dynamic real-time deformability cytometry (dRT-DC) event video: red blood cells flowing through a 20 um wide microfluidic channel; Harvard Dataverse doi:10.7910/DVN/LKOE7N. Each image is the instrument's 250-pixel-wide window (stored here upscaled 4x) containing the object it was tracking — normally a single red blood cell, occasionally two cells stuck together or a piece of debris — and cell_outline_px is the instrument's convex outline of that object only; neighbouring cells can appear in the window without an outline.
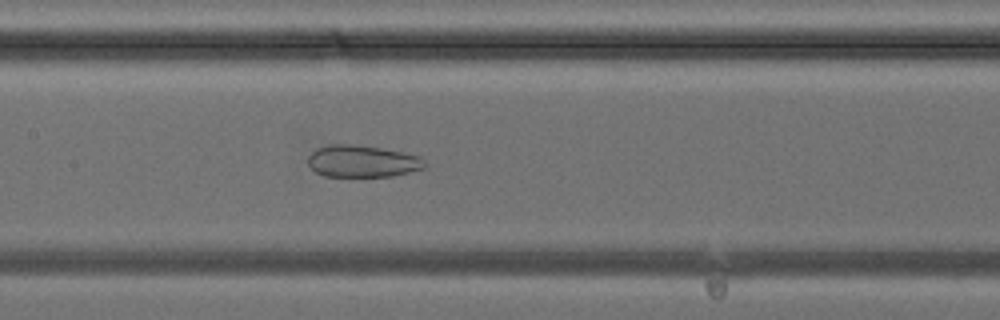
{"species": "common noctule bat (a hibernating species)", "species_latin": "Nyctalus noctula", "temperature_condition": "cold", "stored_images_in_passage": 37, "camera_frame_rate_fps": 3000, "um_per_image_px": 0.085, "animal": {"sex": "female", "body_mass_g": 24.6, "forearm_length_mm": 56.2}, "frame": {"image": 1, "passage_image": 16, "time_ms": 5.0, "image_size_px": [1000, 320], "cell_outline_px": [[424, 168], [392, 176], [324, 176], [316, 172], [308, 164], [308, 156], [316, 148], [328, 144], [352, 144], [380, 148], [420, 156], [424, 160]], "centroid_in_image_um": [30.75, 13.7], "position_along_channel_um": 176.6, "area_um2": 21.56}}